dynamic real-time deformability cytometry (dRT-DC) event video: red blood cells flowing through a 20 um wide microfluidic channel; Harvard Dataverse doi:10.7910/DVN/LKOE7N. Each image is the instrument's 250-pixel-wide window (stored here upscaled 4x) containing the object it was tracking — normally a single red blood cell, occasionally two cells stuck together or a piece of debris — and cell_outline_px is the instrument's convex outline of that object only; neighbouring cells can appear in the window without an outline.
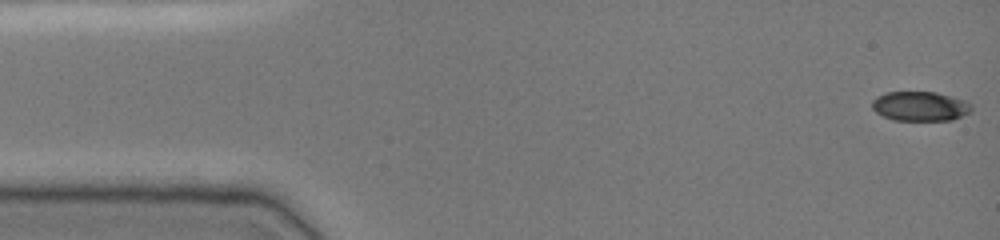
{"species": "common noctule bat (a hibernating species)", "species_latin": "Nyctalus noctula", "temperature_condition": "cold", "stored_images_in_passage": 50, "camera_frame_rate_fps": 3000, "um_per_image_px": 0.085, "animal": {"sex": "female", "body_mass_g": 19.0, "forearm_length_mm": 51.5}, "frame": {"image": 1, "passage_image": 1, "time_ms": 0.0, "image_size_px": [1000, 240], "cell_outline_px": [[972, 108], [968, 112], [952, 120], [896, 120], [884, 116], [876, 112], [872, 108], [872, 100], [876, 96], [884, 92], [936, 92], [952, 96], [964, 100]], "centroid_in_image_um": [78.16, 9.01], "position_along_channel_um": 6.8, "area_um2": 16.94}}
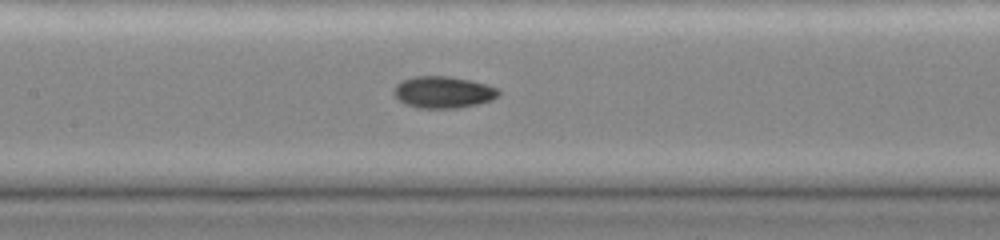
{"frame": {"image": 2, "passage_image": 23, "time_ms": 7.333, "image_size_px": [1000, 240], "cell_outline_px": [[500, 96], [492, 100], [460, 108], [416, 108], [404, 104], [392, 92], [396, 84], [400, 80], [412, 76], [448, 76], [468, 80], [500, 88]], "centroid_in_image_um": [37.66, 7.84], "position_along_channel_um": 169.7, "area_um2": 19.59}}
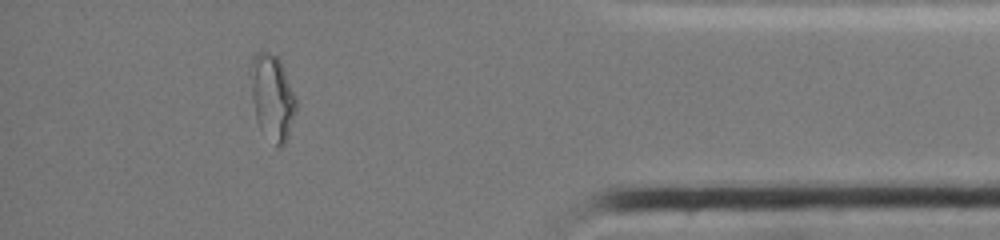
{"frame": {"image": 3, "passage_image": 44, "time_ms": 14.333, "image_size_px": [1000, 240], "cell_outline_px": [[296, 112], [288, 136], [284, 144], [280, 148], [276, 148], [260, 128], [256, 120], [252, 100], [252, 60], [256, 52], [260, 48], [276, 56], [280, 60], [296, 96]], "centroid_in_image_um": [23.16, 8.29], "position_along_channel_um": 412.0, "area_um2": 22.66}, "authors_computed_cell_mechanics": {"area_um2": 18.6694, "velocity_mm_per_s": 3.8343, "shape_relaxation_time_tau1_ms": null, "shape_relaxation_time_tau2_ms": 1.74, "deformation_change_tau1": null, "deformation_change_tau2": 0.0428}}